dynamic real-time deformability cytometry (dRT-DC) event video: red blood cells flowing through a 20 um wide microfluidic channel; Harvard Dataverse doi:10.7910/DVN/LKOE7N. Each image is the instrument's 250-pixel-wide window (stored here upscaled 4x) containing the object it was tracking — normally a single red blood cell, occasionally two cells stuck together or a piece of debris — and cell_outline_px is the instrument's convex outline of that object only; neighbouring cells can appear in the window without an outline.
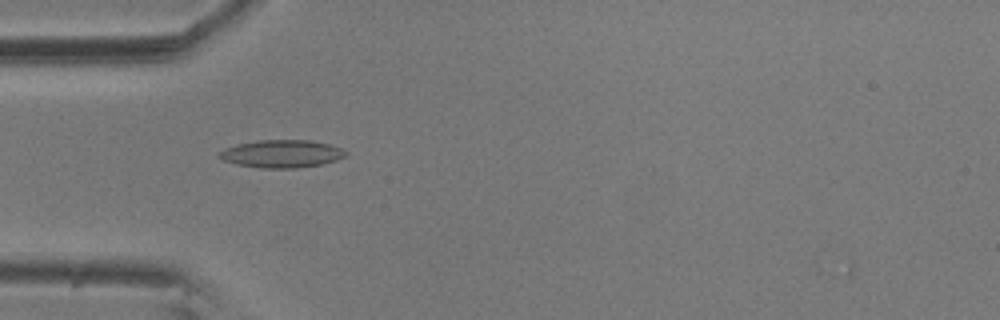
{"species": "common noctule bat (a hibernating species)", "species_latin": "Nyctalus noctula", "temperature_condition": "room temperature", "stored_images_in_passage": 5, "camera_frame_rate_fps": 3000, "um_per_image_px": 0.085, "animal": {"sex": "male", "body_mass_g": 20.5, "forearm_length_mm": 52.5}, "frame": {"image": 1, "passage_image": 4, "time_ms": 1.0, "image_size_px": [1000, 320], "cell_outline_px": [[348, 152], [344, 156], [336, 160], [320, 164], [296, 168], [260, 168], [236, 164], [224, 160], [216, 156], [216, 152], [224, 148], [236, 144], [256, 140], [312, 140], [328, 144], [340, 148]], "centroid_in_image_um": [23.87, 13.06], "position_along_channel_um": 61.1, "area_um2": 20.52}}
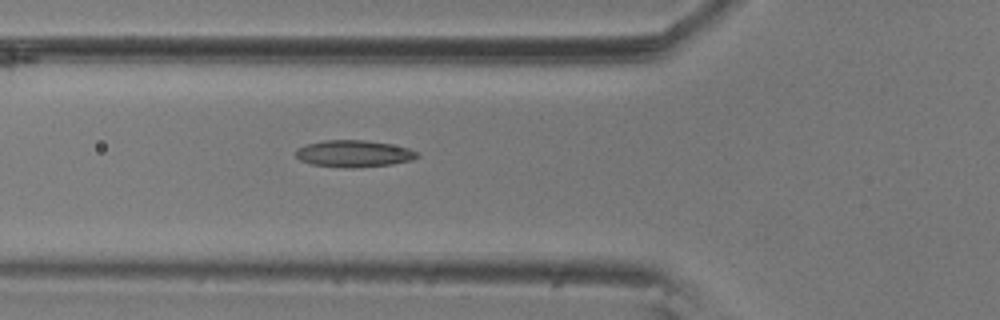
{"frame": {"image": 2, "passage_image": 5, "time_ms": 1.333, "image_size_px": [1000, 320], "cell_outline_px": [[420, 156], [412, 160], [392, 164], [352, 168], [348, 168], [312, 164], [300, 160], [296, 156], [296, 148], [304, 144], [324, 140], [364, 140], [388, 144], [408, 148], [416, 152]], "centroid_in_image_um": [30.04, 13.06], "position_along_channel_um": 95.8, "area_um2": 18.9}}